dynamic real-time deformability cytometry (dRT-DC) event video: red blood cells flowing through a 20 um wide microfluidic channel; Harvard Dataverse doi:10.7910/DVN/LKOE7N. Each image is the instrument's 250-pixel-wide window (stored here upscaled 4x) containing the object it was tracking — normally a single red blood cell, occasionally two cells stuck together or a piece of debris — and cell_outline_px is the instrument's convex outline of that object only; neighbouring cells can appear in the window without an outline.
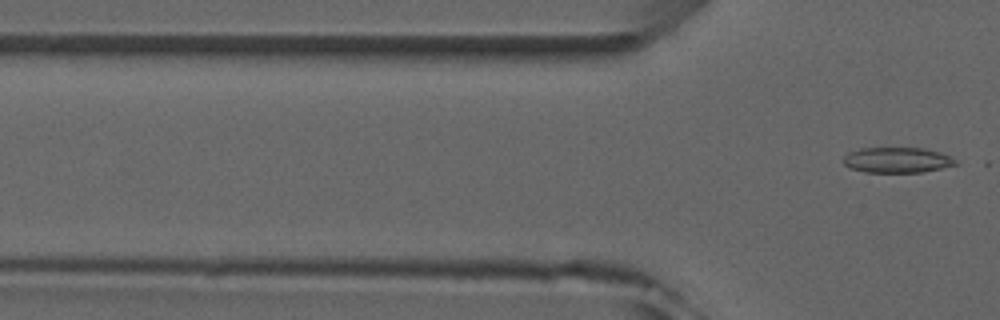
{"species": "common noctule bat (a hibernating species)", "species_latin": "Nyctalus noctula", "temperature_condition": "room temperature", "stored_images_in_passage": 4, "camera_frame_rate_fps": 3000, "um_per_image_px": 0.085, "animal": {"sex": "male", "forearm_length_mm": 52.5}, "frame": {"image": 1, "passage_image": 4, "time_ms": 3.667, "image_size_px": [1000, 320], "cell_outline_px": [[960, 164], [924, 172], [864, 172], [852, 168], [844, 164], [844, 156], [848, 152], [860, 148], [924, 148], [940, 152], [952, 156]], "centroid_in_image_um": [76.31, 13.6], "position_along_channel_um": 49.5, "area_um2": 16.76}}